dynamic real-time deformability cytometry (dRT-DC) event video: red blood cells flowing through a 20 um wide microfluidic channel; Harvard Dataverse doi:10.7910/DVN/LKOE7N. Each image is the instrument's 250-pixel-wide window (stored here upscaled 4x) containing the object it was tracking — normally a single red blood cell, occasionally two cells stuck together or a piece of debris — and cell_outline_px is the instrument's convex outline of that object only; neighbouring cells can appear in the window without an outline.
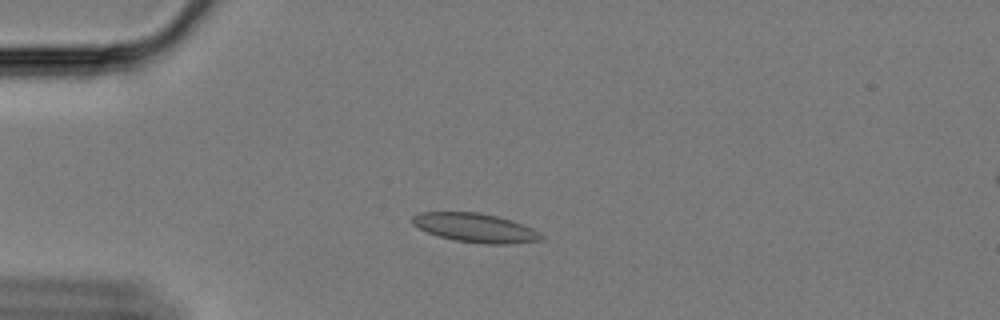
{"species": "Egyptian fruit bat (a non-hibernating species)", "species_latin": "Rousettus aegyptiacus", "temperature_condition": "cold", "stored_images_in_passage": 59, "camera_frame_rate_fps": 3000, "um_per_image_px": 0.085, "animal": {"sex": "female"}, "frame": {"image": 1, "passage_image": 14, "time_ms": 4.333, "image_size_px": [1000, 320], "cell_outline_px": [[544, 236], [540, 240], [512, 244], [484, 244], [456, 240], [440, 236], [428, 232], [412, 224], [412, 216], [420, 212], [480, 212], [512, 220], [532, 228], [540, 232]], "centroid_in_image_um": [40.42, 19.36], "position_along_channel_um": 44.6, "area_um2": 21.68}}
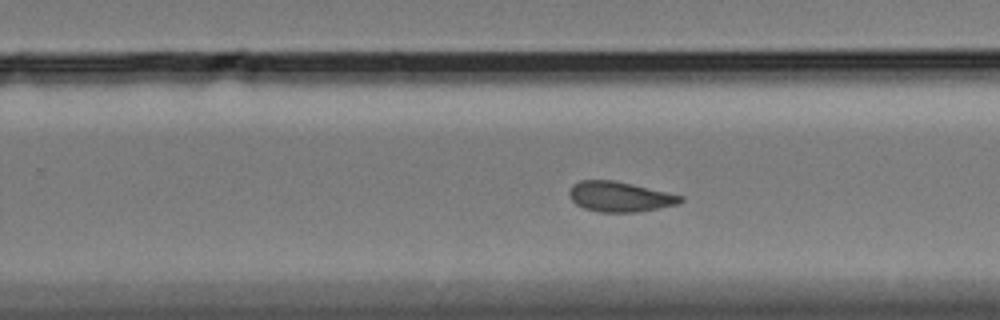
{"frame": {"image": 2, "passage_image": 37, "time_ms": 12.0, "image_size_px": [1000, 320], "cell_outline_px": [[684, 200], [680, 204], [636, 212], [600, 212], [584, 208], [576, 204], [568, 196], [568, 192], [572, 184], [580, 180], [612, 180], [632, 184], [668, 192], [684, 196]], "centroid_in_image_um": [52.68, 16.71], "position_along_channel_um": 277.1, "area_um2": 19.65}}
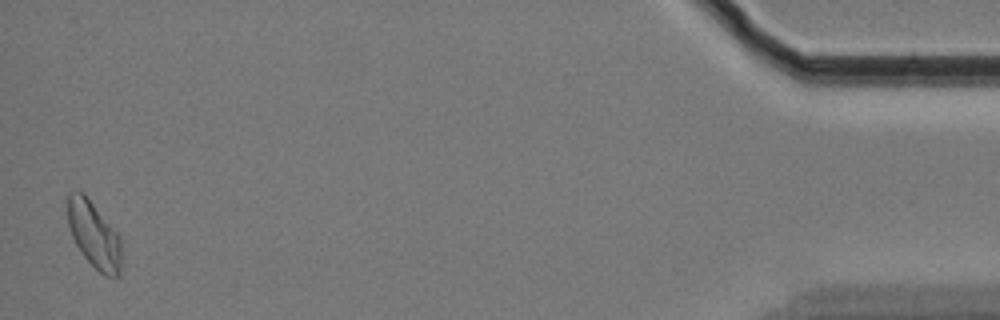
{"frame": {"image": 3, "passage_image": 58, "time_ms": 19.0, "image_size_px": [1000, 320], "cell_outline_px": [[120, 272], [116, 276], [104, 276], [80, 252], [72, 236], [68, 224], [68, 192], [80, 192], [92, 204], [120, 236]], "centroid_in_image_um": [7.98, 19.99], "position_along_channel_um": 427.2, "area_um2": 20.06}, "authors_computed_cell_mechanics": {"area_um2": 20.23, "velocity_mm_per_s": 3.3195, "shape_relaxation_time_tau1_ms": null, "shape_relaxation_time_tau2_ms": 1.7012, "deformation_change_tau1": null, "deformation_change_tau2": 0.0687}}